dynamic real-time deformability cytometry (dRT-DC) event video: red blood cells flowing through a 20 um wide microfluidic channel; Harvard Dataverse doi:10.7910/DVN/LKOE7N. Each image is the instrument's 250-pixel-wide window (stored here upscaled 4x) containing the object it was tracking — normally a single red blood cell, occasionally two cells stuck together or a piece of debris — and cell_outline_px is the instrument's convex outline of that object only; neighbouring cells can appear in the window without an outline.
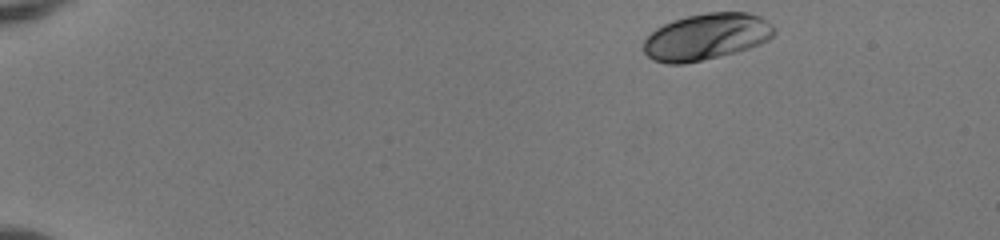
{"species": "human", "species_latin": "Homo sapiens", "temperature_condition": "room temperature", "stored_images_in_passage": 45, "camera_frame_rate_fps": 3000, "um_per_image_px": 0.085, "donor": {"sex": "female"}, "frame": {"image": 1, "passage_image": 1, "time_ms": 0.0, "image_size_px": [1000, 240], "cell_outline_px": [[776, 32], [768, 40], [760, 44], [736, 52], [684, 64], [668, 64], [652, 60], [644, 52], [644, 40], [656, 28], [672, 20], [688, 16], [708, 12], [748, 12], [760, 16], [772, 24], [776, 28]], "centroid_in_image_um": [60.05, 3.12], "position_along_channel_um": 24.9, "area_um2": 35.43}}
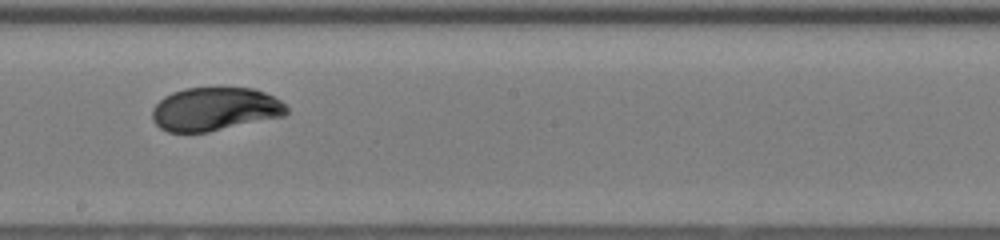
{"frame": {"image": 2, "passage_image": 25, "time_ms": 8.0, "image_size_px": [1000, 240], "cell_outline_px": [[288, 112], [284, 116], [208, 132], [168, 132], [160, 128], [152, 120], [152, 108], [164, 96], [172, 92], [184, 88], [256, 88], [280, 100], [288, 108]], "centroid_in_image_um": [18.25, 9.27], "position_along_channel_um": 229.9, "area_um2": 34.04}}
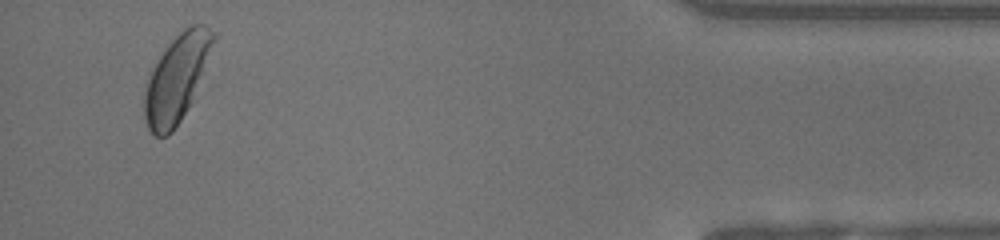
{"frame": {"image": 3, "passage_image": 43, "time_ms": 14.0, "image_size_px": [1000, 240], "cell_outline_px": [[216, 36], [192, 100], [180, 120], [172, 132], [168, 136], [156, 136], [148, 128], [144, 120], [144, 88], [160, 56], [168, 44], [184, 28], [192, 24], [204, 24], [216, 32]], "centroid_in_image_um": [15.0, 6.66], "position_along_channel_um": 420.2, "area_um2": 34.1}, "authors_computed_cell_mechanics": {"area_um2": 34.5644, "velocity_mm_per_s": 4.079, "shape_relaxation_time_tau1_ms": 2.6684, "shape_relaxation_time_tau2_ms": null, "deformation_change_tau1": 0.1438, "deformation_change_tau2": null}}